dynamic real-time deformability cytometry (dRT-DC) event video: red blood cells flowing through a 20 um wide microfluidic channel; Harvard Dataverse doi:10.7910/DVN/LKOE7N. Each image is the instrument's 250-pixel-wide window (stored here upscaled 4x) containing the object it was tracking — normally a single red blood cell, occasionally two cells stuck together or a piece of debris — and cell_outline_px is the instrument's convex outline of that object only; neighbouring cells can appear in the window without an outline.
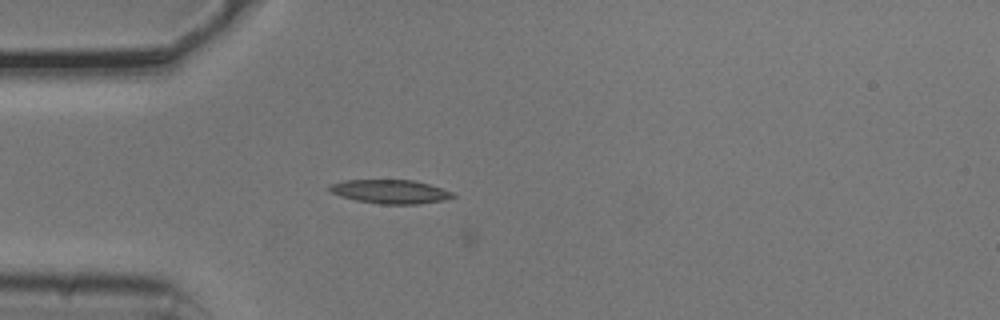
{"species": "common noctule bat (a hibernating species)", "species_latin": "Nyctalus noctula", "temperature_condition": "cold", "stored_images_in_passage": 15, "camera_frame_rate_fps": 3000, "um_per_image_px": 0.085, "animal": {"sex": "male", "body_mass_g": 20.5, "forearm_length_mm": 52.5}, "frame": {"image": 1, "passage_image": 14, "time_ms": 4.333, "image_size_px": [1000, 320], "cell_outline_px": [[456, 196], [444, 200], [420, 204], [380, 204], [356, 200], [340, 196], [332, 192], [328, 188], [328, 184], [344, 180], [412, 180], [428, 184], [452, 192]], "centroid_in_image_um": [33.14, 16.29], "position_along_channel_um": 51.9, "area_um2": 17.05}}